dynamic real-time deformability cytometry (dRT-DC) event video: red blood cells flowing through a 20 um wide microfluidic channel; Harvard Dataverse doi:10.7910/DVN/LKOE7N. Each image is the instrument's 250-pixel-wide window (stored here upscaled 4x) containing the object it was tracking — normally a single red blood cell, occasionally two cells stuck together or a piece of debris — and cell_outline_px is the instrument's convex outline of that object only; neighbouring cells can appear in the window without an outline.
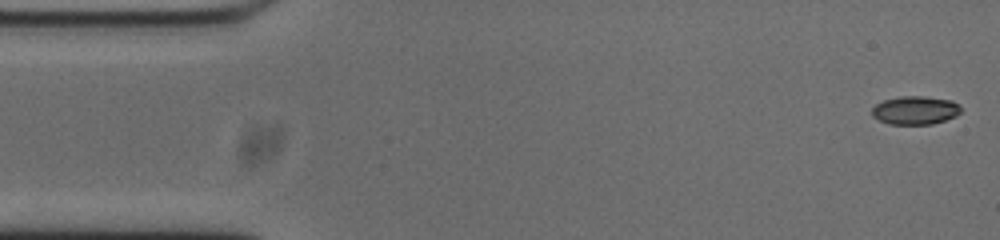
{"species": "common noctule bat (a hibernating species)", "species_latin": "Nyctalus noctula", "temperature_condition": "cold", "stored_images_in_passage": 53, "camera_frame_rate_fps": 3000, "um_per_image_px": 0.085, "animal": {"sex": "male", "body_mass_g": 20.0, "forearm_length_mm": 53.3}, "frame": {"image": 1, "passage_image": 1, "time_ms": 0.0, "image_size_px": [1000, 240], "cell_outline_px": [[960, 112], [956, 116], [932, 124], [888, 124], [872, 116], [872, 108], [876, 104], [884, 100], [900, 96], [924, 96], [952, 100], [960, 108]], "centroid_in_image_um": [77.77, 9.37], "position_along_channel_um": 7.2, "area_um2": 14.62}}
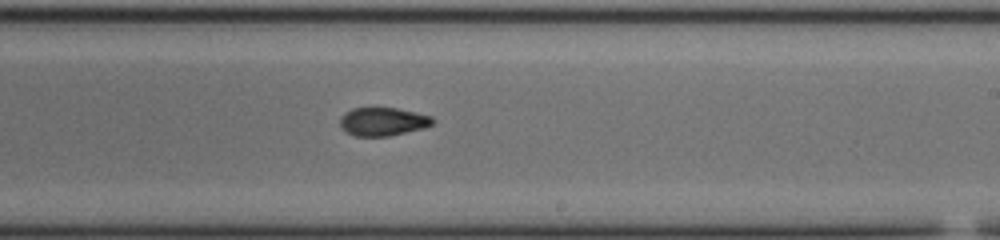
{"frame": {"image": 2, "passage_image": 30, "time_ms": 9.667, "image_size_px": [1000, 240], "cell_outline_px": [[436, 120], [432, 124], [424, 128], [388, 136], [356, 136], [340, 128], [340, 116], [344, 112], [352, 108], [396, 108], [432, 116]], "centroid_in_image_um": [32.53, 10.33], "position_along_channel_um": 256.5, "area_um2": 15.32}}
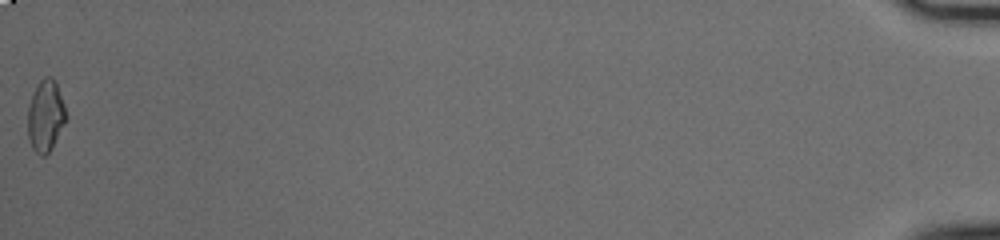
{"frame": {"image": 3, "passage_image": 53, "time_ms": 17.333, "image_size_px": [1000, 240], "cell_outline_px": [[68, 116], [52, 148], [44, 156], [40, 156], [32, 148], [28, 136], [28, 104], [32, 92], [40, 80], [44, 76], [52, 76], [56, 80]], "centroid_in_image_um": [3.88, 9.81], "position_along_channel_um": 431.3, "area_um2": 16.24}, "authors_computed_cell_mechanics": {"area_um2": 15.4904, "velocity_mm_per_s": 3.7626, "shape_relaxation_time_tau1_ms": null, "shape_relaxation_time_tau2_ms": 3.295, "deformation_change_tau1": null, "deformation_change_tau2": 0.079}}